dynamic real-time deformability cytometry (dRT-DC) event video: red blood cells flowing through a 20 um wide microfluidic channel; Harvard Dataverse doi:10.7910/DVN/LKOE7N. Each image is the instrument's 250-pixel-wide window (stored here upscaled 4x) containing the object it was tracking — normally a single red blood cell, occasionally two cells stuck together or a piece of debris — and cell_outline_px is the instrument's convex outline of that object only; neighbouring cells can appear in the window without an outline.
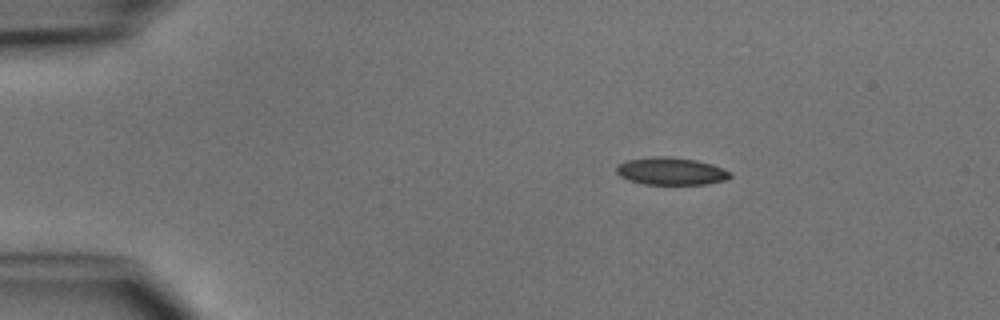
{"species": "common noctule bat (a hibernating species)", "species_latin": "Nyctalus noctula", "temperature_condition": "cold", "stored_images_in_passage": 5, "camera_frame_rate_fps": 3000, "um_per_image_px": 0.085, "animal": {"sex": "male", "body_mass_g": 15.6}, "frame": {"image": 1, "passage_image": 1, "time_ms": 0.0, "image_size_px": [1000, 320], "cell_outline_px": [[732, 176], [728, 180], [708, 184], [644, 184], [628, 180], [620, 176], [616, 172], [616, 164], [628, 160], [652, 156], [672, 156], [696, 160], [712, 164], [732, 172]], "centroid_in_image_um": [57.05, 14.54], "position_along_channel_um": 27.9, "area_um2": 18.5}}
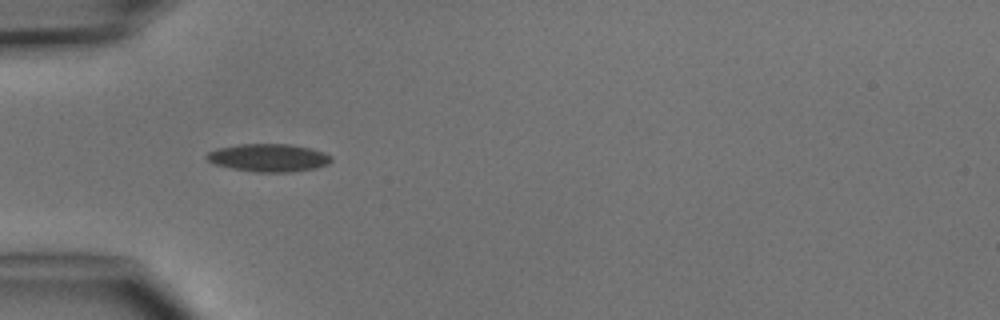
{"frame": {"image": 2, "passage_image": 3, "time_ms": 2.333, "image_size_px": [1000, 320], "cell_outline_px": [[332, 160], [328, 164], [316, 168], [292, 172], [256, 172], [232, 168], [212, 164], [204, 156], [208, 152], [216, 148], [240, 144], [288, 144], [312, 148], [324, 152], [332, 156]], "centroid_in_image_um": [22.83, 13.41], "position_along_channel_um": 62.2, "area_um2": 20.4}}
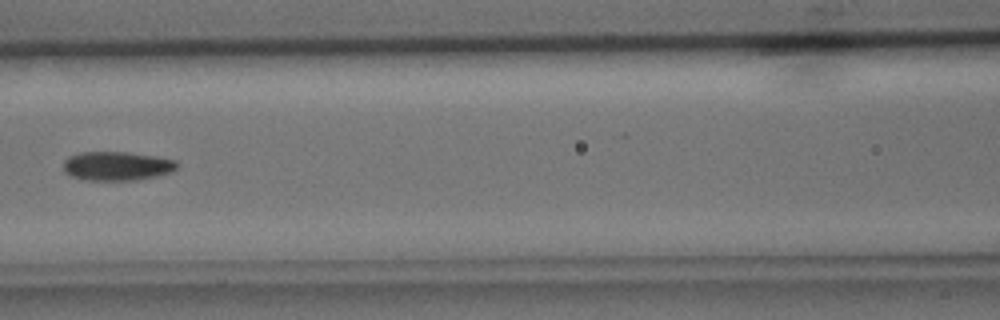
{"frame": {"image": 3, "passage_image": 5, "time_ms": 4.667, "image_size_px": [1000, 320], "cell_outline_px": [[180, 164], [172, 172], [156, 176], [136, 180], [84, 180], [72, 176], [64, 172], [64, 160], [68, 156], [80, 152], [128, 152], [156, 156], [176, 160]], "centroid_in_image_um": [9.95, 14.1], "position_along_channel_um": 156.6, "area_um2": 19.36}}